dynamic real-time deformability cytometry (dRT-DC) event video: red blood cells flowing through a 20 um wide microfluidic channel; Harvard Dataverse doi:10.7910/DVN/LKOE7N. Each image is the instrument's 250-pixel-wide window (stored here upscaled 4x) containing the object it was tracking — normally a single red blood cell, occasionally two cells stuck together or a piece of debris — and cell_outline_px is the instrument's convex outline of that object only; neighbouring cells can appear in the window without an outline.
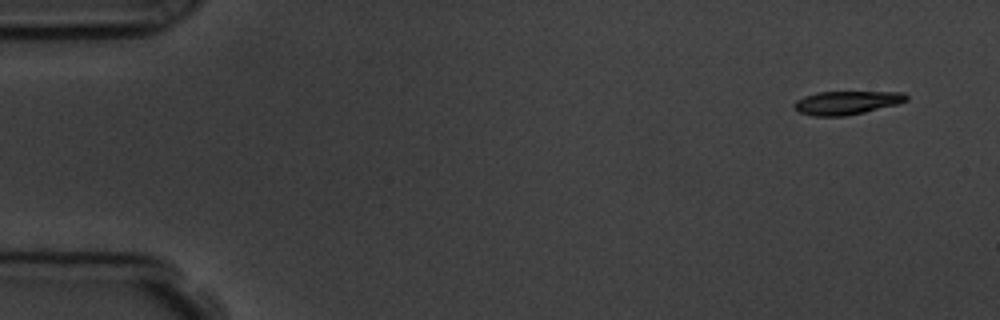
{"species": "common noctule bat (a hibernating species)", "species_latin": "Nyctalus noctula", "temperature_condition": "room temperature", "stored_images_in_passage": 3, "camera_frame_rate_fps": 3000, "um_per_image_px": 0.085, "animal": {"sex": "male", "body_mass_g": 19.5, "forearm_length_mm": 54.6}, "frame": {"image": 1, "passage_image": 1, "time_ms": 0.0, "image_size_px": [1000, 320], "cell_outline_px": [[908, 100], [896, 104], [864, 112], [844, 116], [812, 116], [800, 112], [792, 104], [796, 100], [804, 96], [816, 92], [904, 92], [908, 96]], "centroid_in_image_um": [71.94, 8.72], "position_along_channel_um": 13.1, "area_um2": 15.26}}